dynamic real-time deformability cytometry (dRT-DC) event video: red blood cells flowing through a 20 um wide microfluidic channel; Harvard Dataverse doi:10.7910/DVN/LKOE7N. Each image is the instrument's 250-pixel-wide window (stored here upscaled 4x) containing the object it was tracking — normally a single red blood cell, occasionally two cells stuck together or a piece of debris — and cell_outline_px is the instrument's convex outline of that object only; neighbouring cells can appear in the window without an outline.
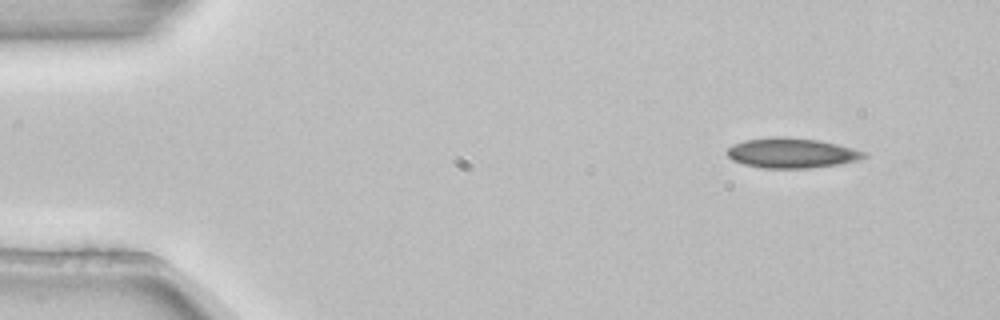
{"species": "common noctule bat (a hibernating species)", "species_latin": "Nyctalus noctula", "temperature_condition": "room temperature", "stored_images_in_passage": 2, "camera_frame_rate_fps": 3000, "um_per_image_px": 0.085, "animal": {"sex": "female", "body_mass_g": 22.7, "forearm_length_mm": 54.2}, "frame": {"image": 1, "passage_image": 1, "time_ms": 0.0, "image_size_px": [1000, 320], "cell_outline_px": [[868, 156], [856, 160], [840, 164], [808, 168], [764, 168], [744, 164], [732, 160], [728, 156], [728, 148], [732, 144], [744, 140], [820, 140], [868, 152]], "centroid_in_image_um": [67.34, 13.06], "position_along_channel_um": 17.7, "area_um2": 22.77}}